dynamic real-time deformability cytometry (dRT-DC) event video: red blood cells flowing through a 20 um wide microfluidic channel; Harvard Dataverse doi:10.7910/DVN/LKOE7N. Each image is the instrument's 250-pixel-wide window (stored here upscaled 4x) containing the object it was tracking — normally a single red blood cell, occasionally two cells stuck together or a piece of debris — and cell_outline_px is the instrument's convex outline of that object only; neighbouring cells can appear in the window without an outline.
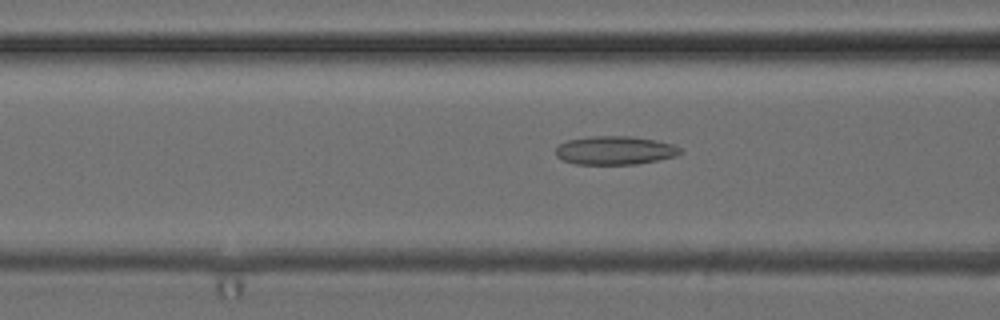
{"species": "common noctule bat (a hibernating species)", "species_latin": "Nyctalus noctula", "temperature_condition": "cold", "stored_images_in_passage": 51, "camera_frame_rate_fps": 3000, "um_per_image_px": 0.085, "animal": {"sex": "female", "body_mass_g": 24.6, "forearm_length_mm": 56.2}, "frame": {"image": 1, "passage_image": 20, "time_ms": 6.333, "image_size_px": [1000, 320], "cell_outline_px": [[684, 152], [676, 156], [636, 164], [576, 164], [564, 160], [556, 156], [556, 148], [560, 144], [568, 140], [592, 136], [632, 136], [656, 140], [672, 144], [680, 148]], "centroid_in_image_um": [52.29, 12.78], "position_along_channel_um": 114.3, "area_um2": 20.63}}
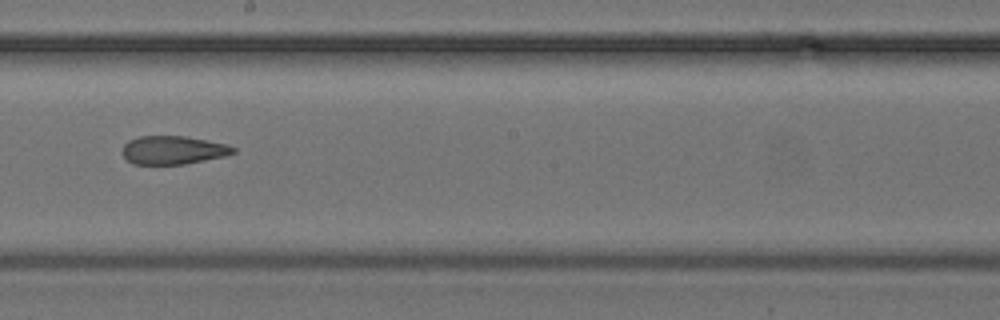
{"frame": {"image": 2, "passage_image": 29, "time_ms": 9.333, "image_size_px": [1000, 320], "cell_outline_px": [[236, 152], [224, 156], [184, 164], [132, 164], [120, 152], [124, 144], [128, 140], [140, 136], [184, 136], [228, 144], [236, 148]], "centroid_in_image_um": [14.69, 12.75], "position_along_channel_um": 233.5, "area_um2": 18.38}}
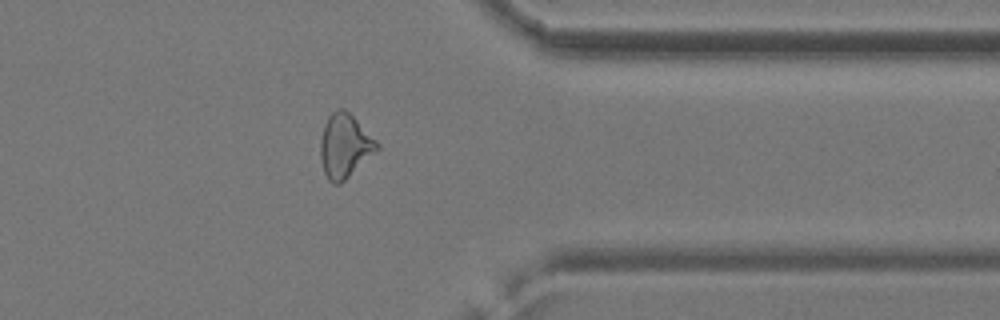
{"frame": {"image": 3, "passage_image": 41, "time_ms": 13.333, "image_size_px": [1000, 320], "cell_outline_px": [[380, 148], [376, 152], [340, 184], [332, 184], [328, 180], [324, 172], [320, 156], [320, 140], [324, 124], [328, 116], [332, 112], [340, 108], [344, 108], [380, 144]], "centroid_in_image_um": [29.29, 12.41], "position_along_channel_um": 382.1, "area_um2": 20.92}, "authors_computed_cell_mechanics": {"area_um2": 20.9236, "velocity_mm_per_s": 3.9635, "shape_relaxation_time_tau1_ms": null, "shape_relaxation_time_tau2_ms": 1.9167, "deformation_change_tau1": null, "deformation_change_tau2": 0.0967}}